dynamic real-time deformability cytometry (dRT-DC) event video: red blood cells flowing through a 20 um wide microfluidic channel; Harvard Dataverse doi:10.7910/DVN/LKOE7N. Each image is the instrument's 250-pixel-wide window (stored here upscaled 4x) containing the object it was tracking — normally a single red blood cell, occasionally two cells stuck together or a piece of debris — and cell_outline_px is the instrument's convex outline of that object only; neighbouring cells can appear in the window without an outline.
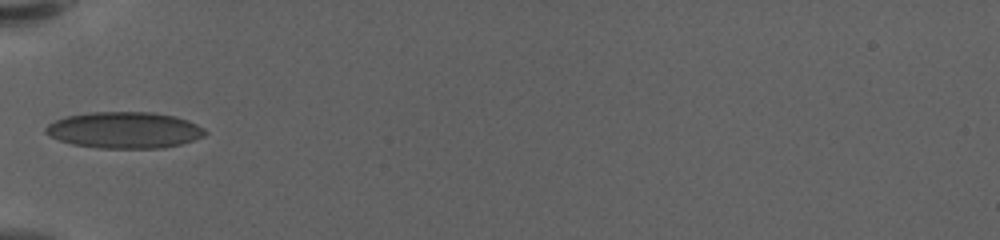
{"species": "human", "species_latin": "Homo sapiens", "temperature_condition": "warm", "stored_images_in_passage": 38, "camera_frame_rate_fps": 3000, "um_per_image_px": 0.085, "donor": {"sex": "female"}, "frame": {"image": 1, "passage_image": 1, "time_ms": 0.0, "image_size_px": [1000, 240], "cell_outline_px": [[208, 132], [204, 136], [180, 144], [164, 148], [100, 148], [72, 144], [48, 136], [44, 132], [44, 128], [48, 124], [56, 120], [68, 116], [92, 112], [152, 112], [176, 116], [188, 120], [204, 128]], "centroid_in_image_um": [10.58, 11.06], "position_along_channel_um": 74.4, "area_um2": 33.81}}
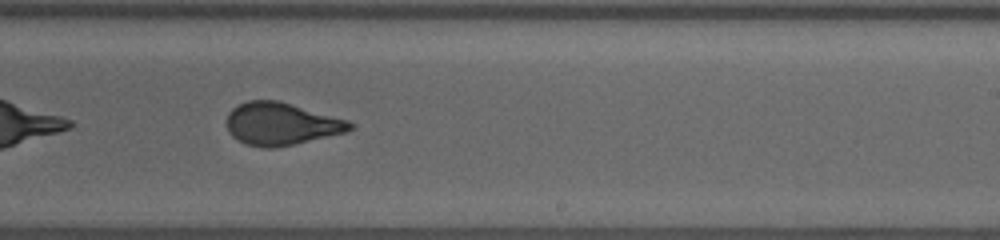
{"frame": {"image": 2, "passage_image": 17, "time_ms": 5.333, "image_size_px": [1000, 240], "cell_outline_px": [[356, 124], [352, 128], [344, 132], [292, 144], [272, 148], [268, 148], [244, 144], [236, 140], [228, 132], [228, 112], [232, 108], [248, 100], [276, 100], [348, 120]], "centroid_in_image_um": [23.86, 10.53], "position_along_channel_um": 265.1, "area_um2": 30.06}}
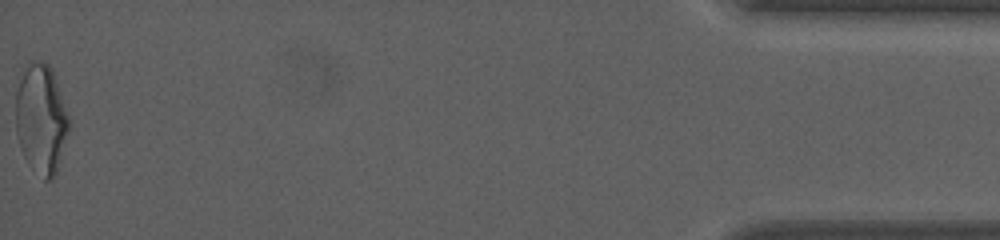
{"frame": {"image": 3, "passage_image": 38, "time_ms": 12.333, "image_size_px": [1000, 240], "cell_outline_px": [[72, 124], [56, 172], [52, 180], [44, 180], [24, 156], [16, 132], [16, 92], [20, 80], [28, 60], [44, 60], [52, 68], [72, 120]], "centroid_in_image_um": [3.55, 10.05], "position_along_channel_um": 431.7, "area_um2": 34.45}, "authors_computed_cell_mechanics": {"area_um2": 31.0675, "velocity_mm_per_s": 3.5918, "shape_relaxation_time_tau1_ms": 6.4109, "shape_relaxation_time_tau2_ms": 0.7467, "deformation_change_tau1": 0.1948, "deformation_change_tau2": 0.0729}}